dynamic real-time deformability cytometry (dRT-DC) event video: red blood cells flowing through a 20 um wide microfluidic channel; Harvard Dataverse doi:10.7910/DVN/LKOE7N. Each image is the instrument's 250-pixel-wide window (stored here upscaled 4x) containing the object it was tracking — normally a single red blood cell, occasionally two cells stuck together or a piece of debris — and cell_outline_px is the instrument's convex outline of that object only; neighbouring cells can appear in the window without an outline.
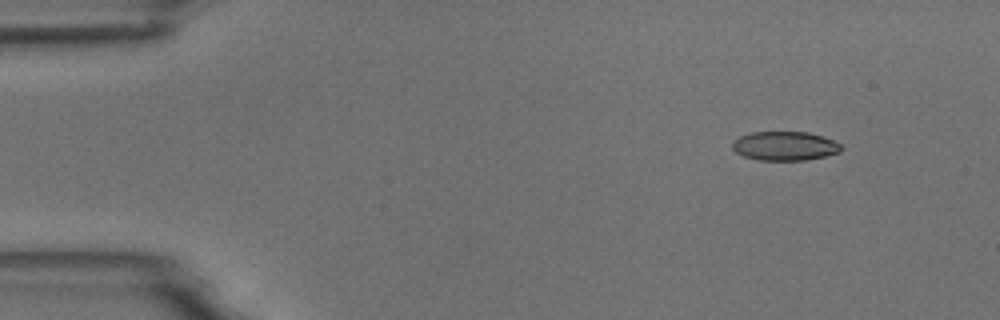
{"species": "common noctule bat (a hibernating species)", "species_latin": "Nyctalus noctula", "temperature_condition": "room temperature", "stored_images_in_passage": 4, "camera_frame_rate_fps": 3000, "um_per_image_px": 0.085, "animal": {"sex": "male", "body_mass_g": 18.8}, "frame": {"image": 1, "passage_image": 1, "time_ms": 0.0, "image_size_px": [1000, 320], "cell_outline_px": [[840, 152], [824, 156], [804, 160], [756, 160], [744, 156], [736, 152], [732, 148], [732, 140], [740, 136], [752, 132], [808, 132], [832, 140], [840, 144]], "centroid_in_image_um": [66.65, 12.41], "position_along_channel_um": 18.4, "area_um2": 18.26}}
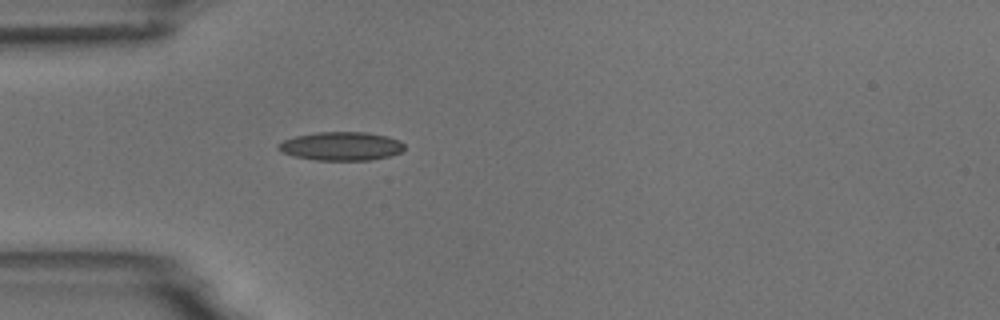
{"frame": {"image": 2, "passage_image": 4, "time_ms": 3.333, "image_size_px": [1000, 320], "cell_outline_px": [[404, 148], [400, 152], [388, 156], [372, 160], [316, 160], [296, 156], [280, 152], [276, 148], [276, 144], [284, 140], [296, 136], [316, 132], [368, 132], [388, 136], [400, 140], [404, 144]], "centroid_in_image_um": [28.99, 12.42], "position_along_channel_um": 56.0, "area_um2": 21.1}}